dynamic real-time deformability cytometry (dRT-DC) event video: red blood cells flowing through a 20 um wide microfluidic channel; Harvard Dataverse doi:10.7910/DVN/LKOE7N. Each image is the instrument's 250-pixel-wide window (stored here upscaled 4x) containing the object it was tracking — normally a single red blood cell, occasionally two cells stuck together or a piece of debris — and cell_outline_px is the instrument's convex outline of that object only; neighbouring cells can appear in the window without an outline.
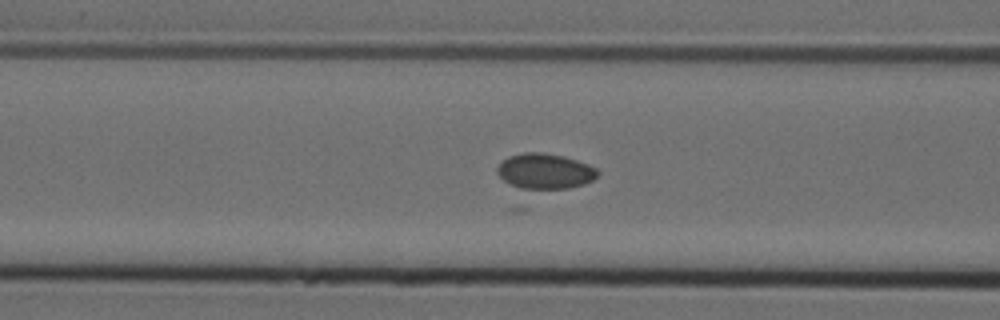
{"species": "Egyptian fruit bat (a non-hibernating species)", "species_latin": "Rousettus aegyptiacus", "temperature_condition": "cold", "stored_images_in_passage": 19, "camera_frame_rate_fps": 3000, "um_per_image_px": 0.085, "animal": {"sex": "female"}, "frame": {"image": 1, "passage_image": 7, "time_ms": 2.0, "image_size_px": [1000, 320], "cell_outline_px": [[600, 172], [592, 180], [584, 184], [568, 188], [520, 188], [504, 180], [496, 172], [496, 168], [508, 156], [524, 152], [544, 152], [564, 156], [588, 164], [596, 168]], "centroid_in_image_um": [46.33, 14.53], "position_along_channel_um": 120.3, "area_um2": 20.52}}
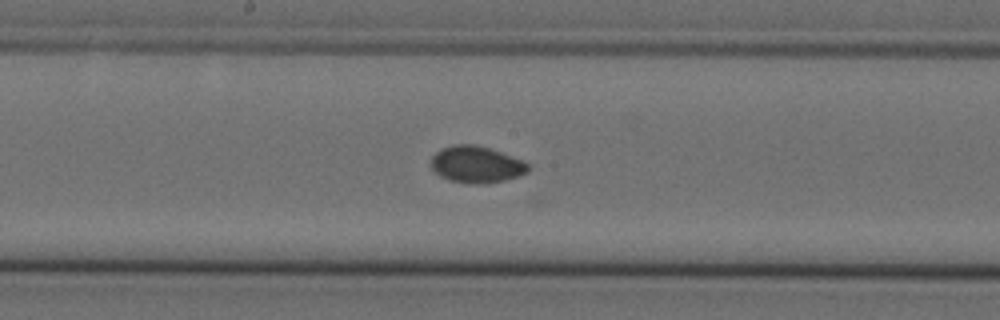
{"frame": {"image": 2, "passage_image": 14, "time_ms": 4.333, "image_size_px": [1000, 320], "cell_outline_px": [[532, 164], [528, 172], [504, 180], [480, 184], [472, 184], [448, 180], [440, 176], [432, 168], [432, 156], [440, 148], [452, 144], [476, 144], [524, 160]], "centroid_in_image_um": [40.5, 13.97], "position_along_channel_um": 207.7, "area_um2": 20.87}}
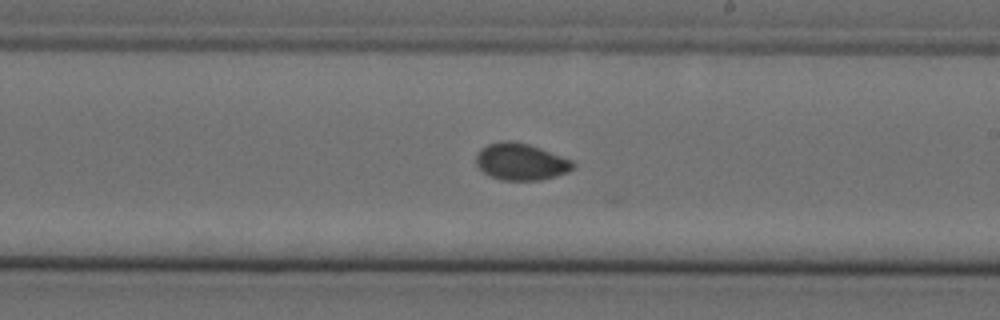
{"frame": {"image": 3, "passage_image": 17, "time_ms": 5.333, "image_size_px": [1000, 320], "cell_outline_px": [[576, 168], [568, 172], [540, 180], [500, 180], [484, 172], [476, 164], [476, 156], [480, 148], [488, 144], [500, 140], [512, 140], [528, 144], [540, 148], [572, 160], [576, 164]], "centroid_in_image_um": [44.28, 13.73], "position_along_channel_um": 244.7, "area_um2": 20.87}}